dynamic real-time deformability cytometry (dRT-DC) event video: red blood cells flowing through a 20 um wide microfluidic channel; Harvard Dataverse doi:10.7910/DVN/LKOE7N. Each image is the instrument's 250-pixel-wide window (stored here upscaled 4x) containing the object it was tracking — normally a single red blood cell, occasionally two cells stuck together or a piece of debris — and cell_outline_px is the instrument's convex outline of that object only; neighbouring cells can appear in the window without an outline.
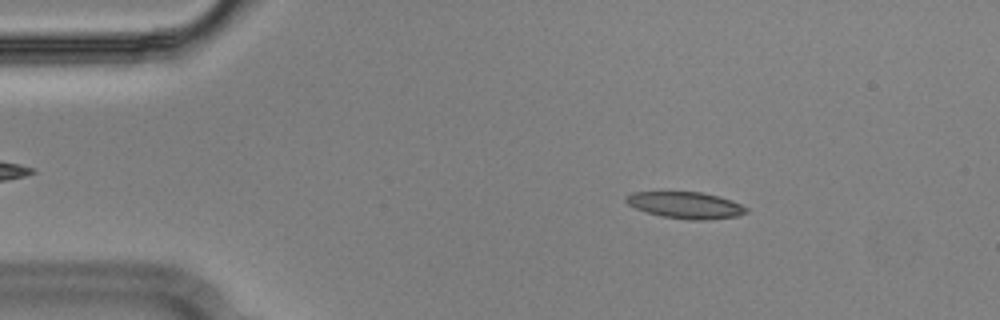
{"species": "Egyptian fruit bat (a non-hibernating species)", "species_latin": "Rousettus aegyptiacus", "temperature_condition": "cold", "stored_images_in_passage": 52, "camera_frame_rate_fps": 3000, "um_per_image_px": 0.085, "animal": {"sex": "male"}, "frame": {"image": 1, "passage_image": 6, "time_ms": 1.667, "image_size_px": [1000, 320], "cell_outline_px": [[748, 212], [736, 216], [708, 220], [688, 220], [660, 216], [636, 208], [628, 204], [624, 200], [624, 196], [632, 192], [700, 192], [720, 196], [732, 200], [748, 208]], "centroid_in_image_um": [58.28, 17.44], "position_along_channel_um": 26.7, "area_um2": 18.73}}
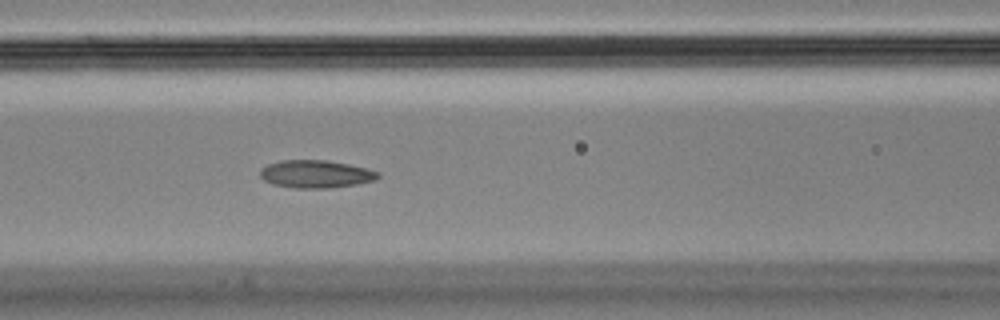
{"frame": {"image": 2, "passage_image": 20, "time_ms": 6.333, "image_size_px": [1000, 320], "cell_outline_px": [[380, 176], [372, 180], [356, 184], [324, 188], [296, 188], [272, 184], [264, 180], [260, 176], [260, 168], [268, 164], [280, 160], [328, 160], [348, 164], [380, 172]], "centroid_in_image_um": [26.79, 14.78], "position_along_channel_um": 139.8, "area_um2": 18.9}}
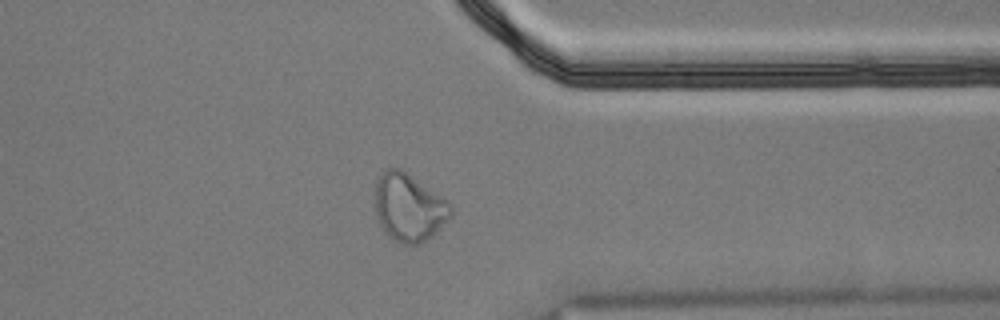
{"frame": {"image": 3, "passage_image": 40, "time_ms": 13.0, "image_size_px": [1000, 320], "cell_outline_px": [[452, 216], [432, 236], [420, 244], [404, 244], [388, 236], [380, 224], [376, 216], [372, 204], [376, 184], [380, 176], [388, 168], [400, 168], [448, 200], [452, 204]], "centroid_in_image_um": [34.75, 17.64], "position_along_channel_um": 376.7, "area_um2": 30.17}, "authors_computed_cell_mechanics": {"area_um2": 19.1607, "velocity_mm_per_s": 3.6303, "shape_relaxation_time_tau1_ms": null, "shape_relaxation_time_tau2_ms": 2.326, "deformation_change_tau1": null, "deformation_change_tau2": 0.0931}}